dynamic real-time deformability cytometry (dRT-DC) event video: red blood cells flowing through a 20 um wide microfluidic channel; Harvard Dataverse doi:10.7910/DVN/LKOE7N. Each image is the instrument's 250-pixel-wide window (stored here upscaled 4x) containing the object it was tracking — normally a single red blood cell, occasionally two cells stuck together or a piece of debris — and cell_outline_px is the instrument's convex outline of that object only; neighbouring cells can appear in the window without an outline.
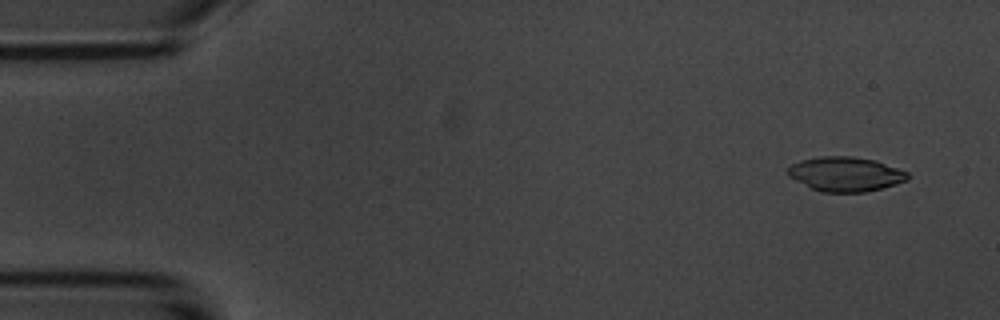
{"species": "common noctule bat (a hibernating species)", "species_latin": "Nyctalus noctula", "temperature_condition": "room temperature", "stored_images_in_passage": 4, "camera_frame_rate_fps": 3000, "um_per_image_px": 0.085, "animal": {"sex": "male", "body_mass_g": 20.1, "forearm_length_mm": 53.5}, "frame": {"image": 1, "passage_image": 1, "time_ms": 0.0, "image_size_px": [1000, 320], "cell_outline_px": [[908, 180], [896, 184], [864, 192], [820, 192], [788, 176], [788, 168], [792, 164], [800, 160], [820, 156], [852, 156], [876, 160], [908, 172]], "centroid_in_image_um": [71.87, 14.79], "position_along_channel_um": 13.1, "area_um2": 23.99}}
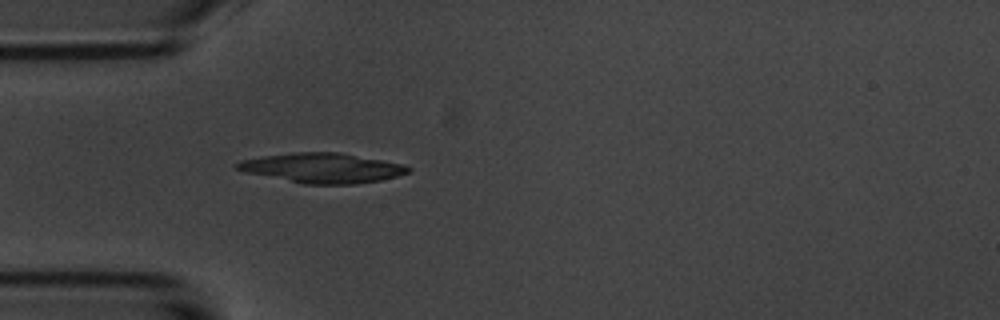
{"frame": {"image": 2, "passage_image": 4, "time_ms": 4.0, "image_size_px": [1000, 320], "cell_outline_px": [[412, 168], [408, 172], [396, 176], [380, 180], [356, 184], [304, 184], [244, 172], [236, 168], [232, 164], [240, 160], [264, 156], [292, 152], [340, 152], [404, 164]], "centroid_in_image_um": [27.37, 14.27], "position_along_channel_um": 57.6, "area_um2": 29.77}}